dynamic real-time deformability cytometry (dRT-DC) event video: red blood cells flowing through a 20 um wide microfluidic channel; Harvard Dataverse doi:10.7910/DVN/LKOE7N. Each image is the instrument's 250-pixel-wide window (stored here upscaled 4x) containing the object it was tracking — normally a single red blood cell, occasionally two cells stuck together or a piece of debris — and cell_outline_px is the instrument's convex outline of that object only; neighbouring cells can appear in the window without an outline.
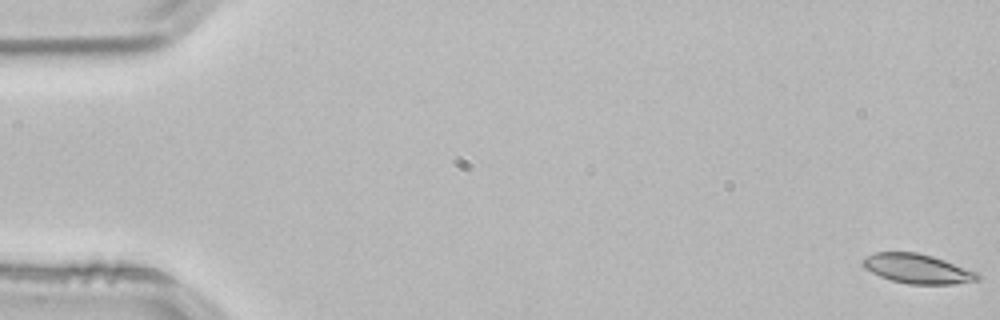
{"species": "common noctule bat (a hibernating species)", "species_latin": "Nyctalus noctula", "temperature_condition": "room temperature", "stored_images_in_passage": 54, "camera_frame_rate_fps": 3000, "um_per_image_px": 0.085, "animal": {"sex": "male", "body_mass_g": 21.5, "forearm_length_mm": 52.0}, "frame": {"image": 1, "passage_image": 1, "time_ms": 0.0, "image_size_px": [1000, 320], "cell_outline_px": [[980, 280], [952, 284], [908, 284], [892, 280], [880, 276], [864, 268], [860, 264], [860, 260], [864, 256], [876, 252], [916, 252], [932, 256], [980, 272]], "centroid_in_image_um": [77.97, 22.83], "position_along_channel_um": 7.0, "area_um2": 19.94}}
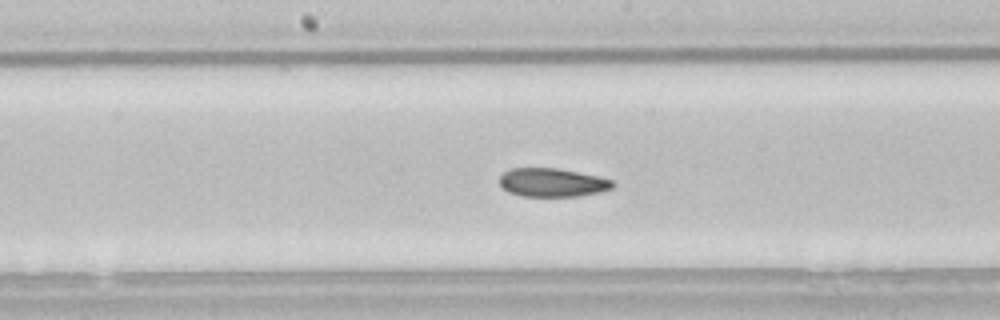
{"frame": {"image": 2, "passage_image": 28, "time_ms": 9.0, "image_size_px": [1000, 320], "cell_outline_px": [[616, 184], [612, 188], [600, 192], [580, 196], [520, 196], [508, 192], [500, 184], [500, 176], [504, 172], [512, 168], [560, 168], [600, 176], [612, 180]], "centroid_in_image_um": [46.98, 15.51], "position_along_channel_um": 201.2, "area_um2": 19.02}}
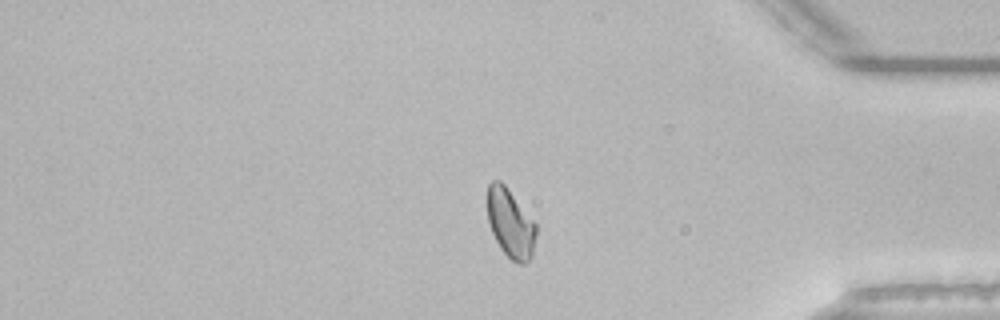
{"frame": {"image": 3, "passage_image": 45, "time_ms": 14.667, "image_size_px": [1000, 320], "cell_outline_px": [[536, 236], [532, 256], [524, 264], [520, 264], [512, 260], [500, 248], [492, 232], [488, 220], [488, 184], [492, 180], [500, 180], [504, 184], [536, 224]], "centroid_in_image_um": [43.39, 18.99], "position_along_channel_um": 391.8, "area_um2": 19.25}, "authors_computed_cell_mechanics": {"area_um2": 19.7387, "velocity_mm_per_s": 3.8188, "shape_relaxation_time_tau1_ms": null, "shape_relaxation_time_tau2_ms": 5.3052, "deformation_change_tau1": null, "deformation_change_tau2": 0.1095}}